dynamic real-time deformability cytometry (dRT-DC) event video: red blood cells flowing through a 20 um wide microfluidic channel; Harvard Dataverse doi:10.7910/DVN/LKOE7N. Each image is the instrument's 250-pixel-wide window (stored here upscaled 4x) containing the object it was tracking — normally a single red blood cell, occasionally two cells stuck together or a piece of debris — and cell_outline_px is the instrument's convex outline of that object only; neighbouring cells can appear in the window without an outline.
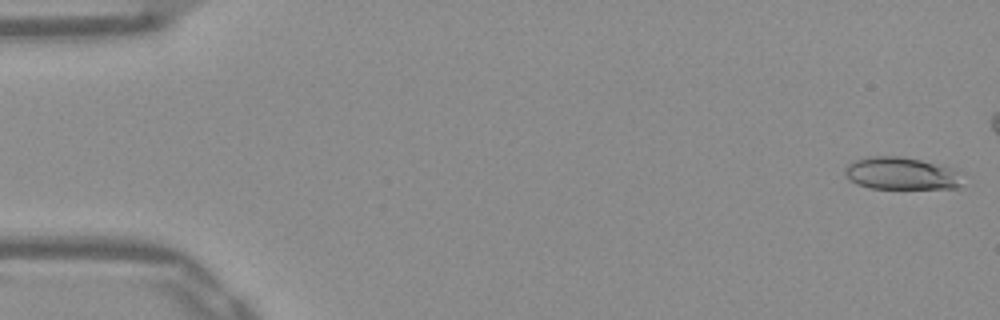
{"species": "Egyptian fruit bat (a non-hibernating species)", "species_latin": "Rousettus aegyptiacus", "temperature_condition": "warm", "stored_images_in_passage": 45, "camera_frame_rate_fps": 3000, "um_per_image_px": 0.085, "frame": {"image": 1, "passage_image": 1, "time_ms": 0.0, "image_size_px": [1000, 320], "cell_outline_px": [[960, 188], [872, 188], [856, 184], [848, 180], [844, 172], [844, 168], [848, 164], [856, 160], [868, 156], [900, 156], [920, 160], [952, 168], [960, 184]], "centroid_in_image_um": [76.49, 14.74], "position_along_channel_um": 8.5, "area_um2": 21.79}}
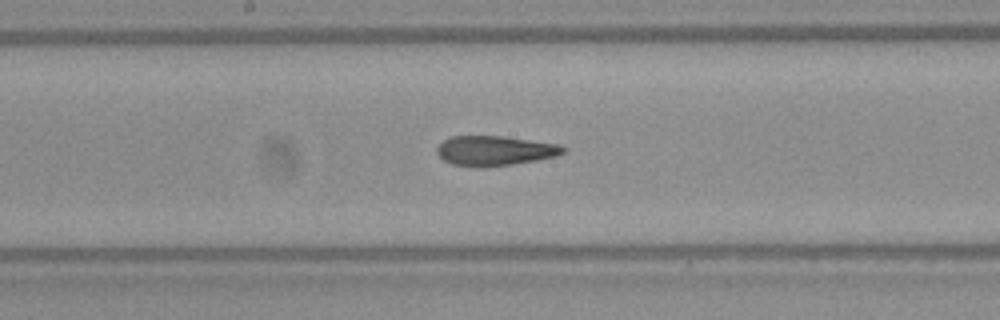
{"frame": {"image": 2, "passage_image": 27, "time_ms": 8.667, "image_size_px": [1000, 320], "cell_outline_px": [[568, 148], [564, 152], [556, 156], [536, 160], [512, 164], [480, 168], [476, 168], [452, 164], [444, 160], [436, 152], [436, 148], [444, 140], [452, 136], [504, 136], [560, 144]], "centroid_in_image_um": [42.07, 12.81], "position_along_channel_um": 206.1, "area_um2": 22.08}}
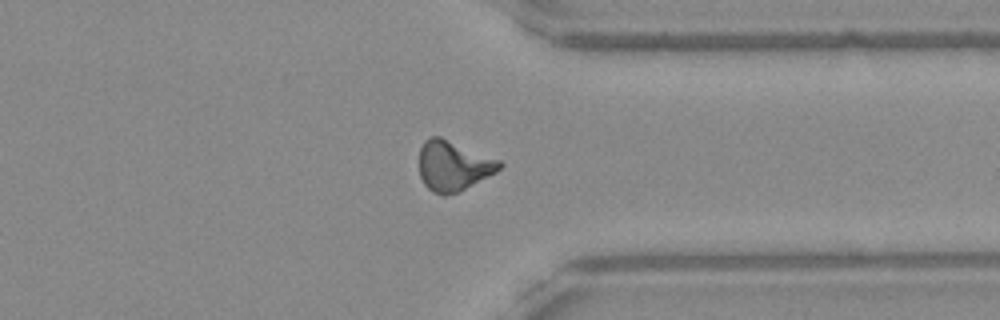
{"frame": {"image": 3, "passage_image": 40, "time_ms": 13.0, "image_size_px": [1000, 320], "cell_outline_px": [[504, 164], [496, 172], [456, 192], [444, 196], [432, 192], [424, 184], [420, 176], [420, 148], [424, 140], [432, 136], [440, 136], [500, 160]], "centroid_in_image_um": [38.51, 14.08], "position_along_channel_um": 372.9, "area_um2": 23.18}, "authors_computed_cell_mechanics": {"area_um2": 22.1952, "velocity_mm_per_s": 3.9122, "shape_relaxation_time_tau1_ms": null, "shape_relaxation_time_tau2_ms": 3.231, "deformation_change_tau1": null, "deformation_change_tau2": 0.1165}}